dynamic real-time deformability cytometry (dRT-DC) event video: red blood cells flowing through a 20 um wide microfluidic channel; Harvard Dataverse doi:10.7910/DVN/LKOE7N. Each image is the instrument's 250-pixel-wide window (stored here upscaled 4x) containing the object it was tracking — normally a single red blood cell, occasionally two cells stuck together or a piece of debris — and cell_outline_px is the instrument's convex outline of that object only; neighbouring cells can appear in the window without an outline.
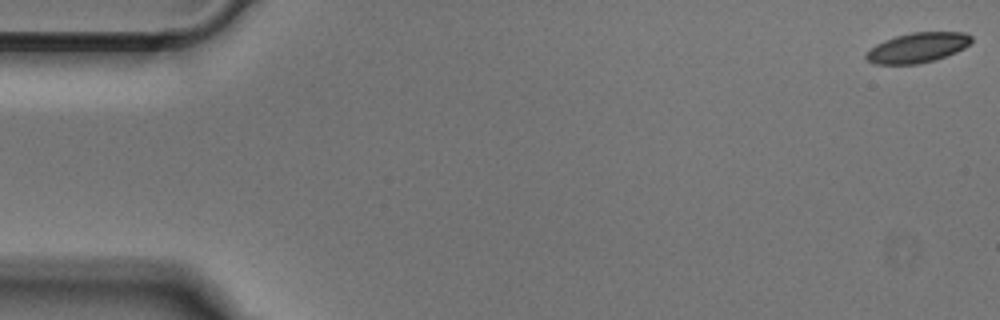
{"species": "Egyptian fruit bat (a non-hibernating species)", "species_latin": "Rousettus aegyptiacus", "temperature_condition": "cold", "stored_images_in_passage": 52, "camera_frame_rate_fps": 3000, "um_per_image_px": 0.085, "animal": {"sex": "male"}, "frame": {"image": 1, "passage_image": 1, "time_ms": 0.0, "image_size_px": [1000, 320], "cell_outline_px": [[972, 40], [964, 48], [956, 52], [936, 60], [916, 64], [872, 64], [864, 56], [876, 44], [884, 40], [896, 36], [912, 32], [964, 32], [972, 36]], "centroid_in_image_um": [78.0, 4.05], "position_along_channel_um": 7.0, "area_um2": 18.32}}
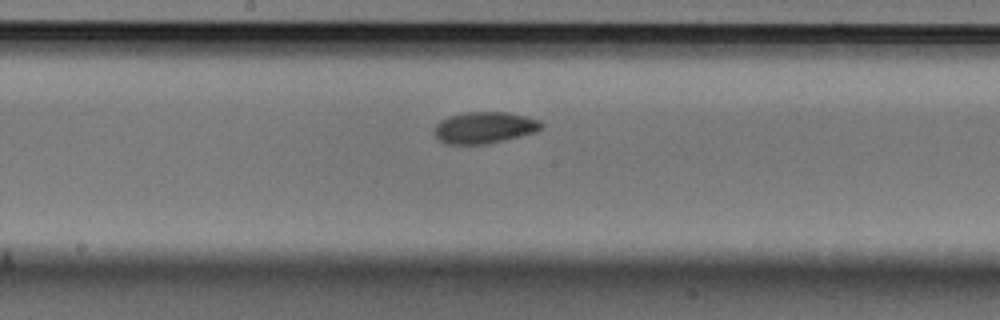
{"frame": {"image": 2, "passage_image": 27, "time_ms": 8.667, "image_size_px": [1000, 320], "cell_outline_px": [[544, 124], [536, 132], [504, 140], [484, 144], [444, 144], [436, 140], [436, 124], [440, 120], [448, 116], [468, 112], [508, 112], [540, 120]], "centroid_in_image_um": [41.16, 10.85], "position_along_channel_um": 207.0, "area_um2": 19.65}}
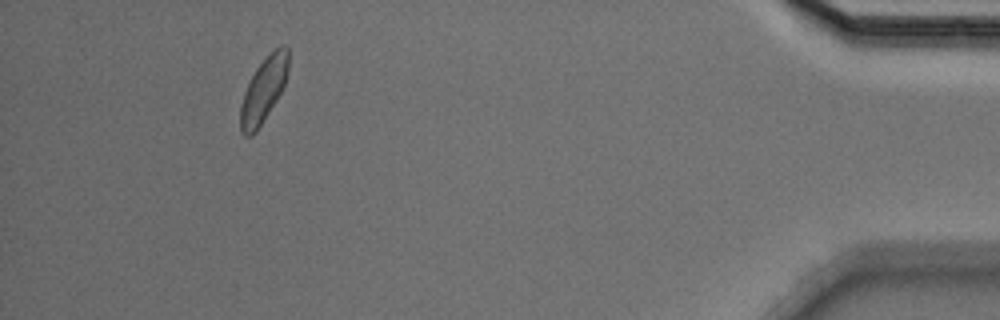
{"frame": {"image": 3, "passage_image": 48, "time_ms": 15.667, "image_size_px": [1000, 320], "cell_outline_px": [[288, 72], [284, 84], [276, 100], [256, 132], [252, 136], [244, 136], [240, 132], [240, 108], [244, 92], [256, 68], [280, 44], [284, 44], [288, 48]], "centroid_in_image_um": [22.39, 7.67], "position_along_channel_um": 412.8, "area_um2": 17.8}}